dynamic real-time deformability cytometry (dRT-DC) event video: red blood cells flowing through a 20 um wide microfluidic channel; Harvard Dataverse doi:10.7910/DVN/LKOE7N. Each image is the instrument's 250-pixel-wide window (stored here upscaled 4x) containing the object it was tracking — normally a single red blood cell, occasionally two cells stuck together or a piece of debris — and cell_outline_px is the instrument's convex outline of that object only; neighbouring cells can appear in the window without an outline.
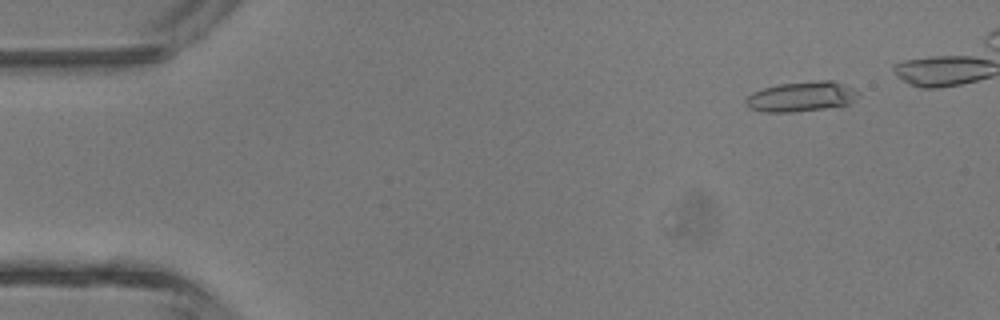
{"species": "common noctule bat (a hibernating species)", "species_latin": "Nyctalus noctula", "temperature_condition": "room temperature", "stored_images_in_passage": 8, "camera_frame_rate_fps": 3000, "um_per_image_px": 0.085, "animal": {"sex": "male", "body_mass_g": 13.3}, "frame": {"image": 1, "passage_image": 2, "time_ms": 1.0, "image_size_px": [1000, 320], "cell_outline_px": [[860, 96], [848, 104], [824, 108], [792, 112], [764, 112], [748, 108], [744, 104], [744, 100], [752, 92], [764, 88], [780, 84], [820, 80], [832, 80], [856, 88], [860, 92]], "centroid_in_image_um": [68.13, 8.21], "position_along_channel_um": 16.9, "area_um2": 19.83}}